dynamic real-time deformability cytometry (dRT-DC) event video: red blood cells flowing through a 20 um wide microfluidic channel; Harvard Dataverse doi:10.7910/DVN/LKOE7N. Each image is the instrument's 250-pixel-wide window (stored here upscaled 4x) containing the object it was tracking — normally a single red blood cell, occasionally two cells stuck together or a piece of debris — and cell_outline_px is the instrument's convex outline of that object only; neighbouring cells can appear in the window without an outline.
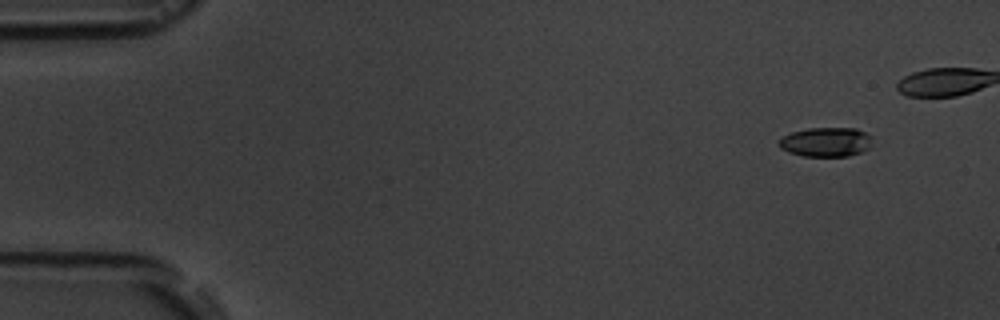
{"species": "common noctule bat (a hibernating species)", "species_latin": "Nyctalus noctula", "temperature_condition": "room temperature", "stored_images_in_passage": 11, "camera_frame_rate_fps": 3000, "um_per_image_px": 0.085, "animal": {"sex": "male", "body_mass_g": 19.5, "forearm_length_mm": 54.6}, "frame": {"image": 1, "passage_image": 1, "time_ms": 0.0, "image_size_px": [1000, 320], "cell_outline_px": [[872, 136], [868, 148], [860, 152], [848, 156], [804, 156], [788, 152], [780, 148], [780, 140], [784, 136], [792, 132], [808, 128], [856, 128]], "centroid_in_image_um": [70.21, 12.07], "position_along_channel_um": 14.8, "area_um2": 15.78}}
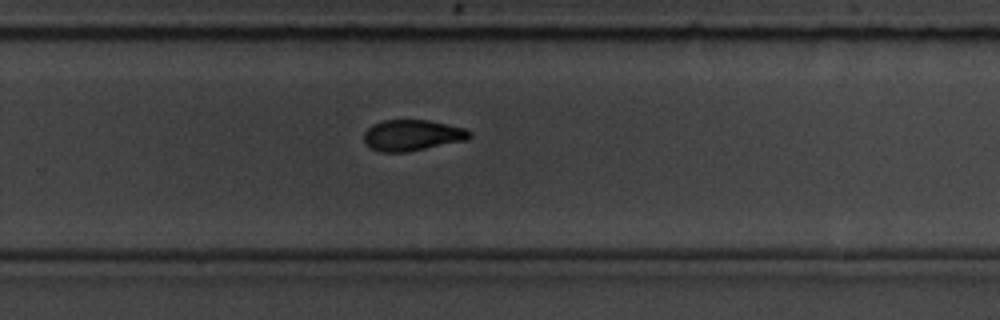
{"frame": {"image": 2, "passage_image": 11, "time_ms": 12.667, "image_size_px": [1000, 320], "cell_outline_px": [[472, 136], [468, 140], [404, 152], [380, 152], [372, 148], [364, 140], [364, 132], [372, 124], [380, 120], [428, 120], [464, 128], [472, 132]], "centroid_in_image_um": [35.05, 11.49], "position_along_channel_um": 294.8, "area_um2": 19.02}}